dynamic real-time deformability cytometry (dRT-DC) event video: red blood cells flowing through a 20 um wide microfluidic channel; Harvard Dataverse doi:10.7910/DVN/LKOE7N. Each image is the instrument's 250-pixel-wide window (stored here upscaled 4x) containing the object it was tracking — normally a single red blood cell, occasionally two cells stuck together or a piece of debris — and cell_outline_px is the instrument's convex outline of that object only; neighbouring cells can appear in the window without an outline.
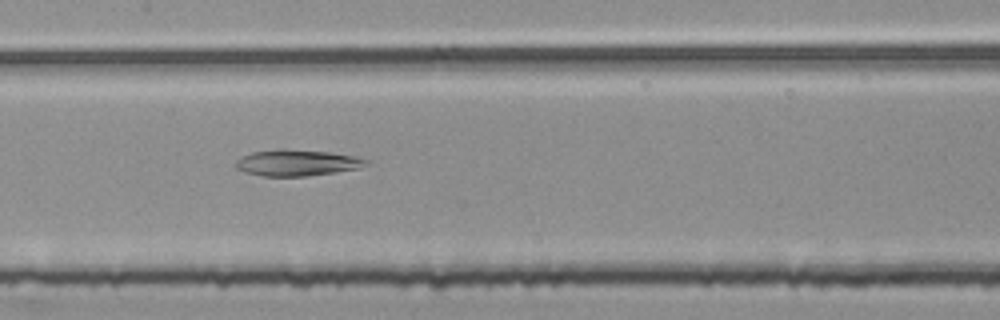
{"species": "common noctule bat (a hibernating species)", "species_latin": "Nyctalus noctula", "temperature_condition": "room temperature", "stored_images_in_passage": 55, "camera_frame_rate_fps": 3000, "um_per_image_px": 0.085, "animal": {"sex": "female", "body_mass_g": 25.1}, "frame": {"image": 1, "passage_image": 27, "time_ms": 8.667, "image_size_px": [1000, 320], "cell_outline_px": [[368, 164], [356, 168], [308, 176], [264, 176], [244, 172], [236, 168], [236, 160], [240, 156], [252, 152], [328, 152], [356, 156], [368, 160]], "centroid_in_image_um": [25.23, 13.88], "position_along_channel_um": 182.2, "area_um2": 18.73}}
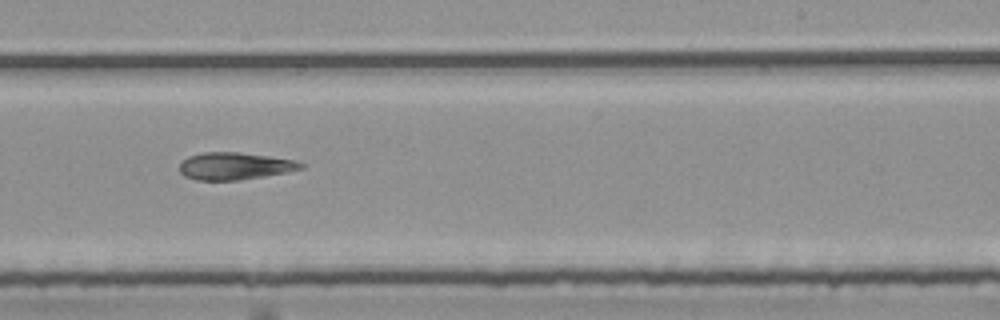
{"frame": {"image": 2, "passage_image": 34, "time_ms": 11.0, "image_size_px": [1000, 320], "cell_outline_px": [[304, 168], [288, 172], [240, 180], [196, 180], [184, 176], [180, 172], [180, 164], [188, 156], [200, 152], [240, 152], [268, 156], [292, 160], [304, 164]], "centroid_in_image_um": [19.93, 14.11], "position_along_channel_um": 269.1, "area_um2": 19.25}}
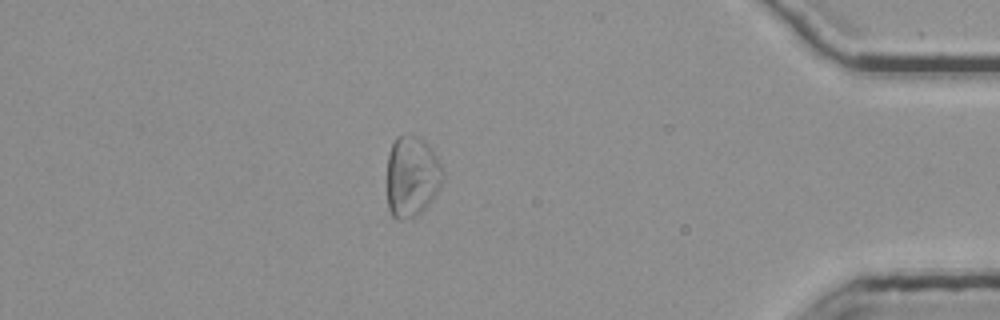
{"frame": {"image": 3, "passage_image": 48, "time_ms": 15.667, "image_size_px": [1000, 320], "cell_outline_px": [[444, 180], [440, 188], [428, 204], [416, 216], [400, 220], [396, 220], [392, 216], [388, 208], [388, 152], [396, 136], [416, 136], [424, 140], [432, 148], [444, 172]], "centroid_in_image_um": [35.02, 15.0], "position_along_channel_um": 400.2, "area_um2": 26.36}}